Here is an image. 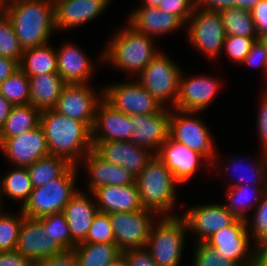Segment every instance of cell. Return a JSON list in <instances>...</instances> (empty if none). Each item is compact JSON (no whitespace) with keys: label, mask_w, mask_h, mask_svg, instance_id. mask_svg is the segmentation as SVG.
Masks as SVG:
<instances>
[{"label":"cell","mask_w":267,"mask_h":266,"mask_svg":"<svg viewBox=\"0 0 267 266\" xmlns=\"http://www.w3.org/2000/svg\"><path fill=\"white\" fill-rule=\"evenodd\" d=\"M40 125L50 155L63 157L71 165H77L81 154L84 157L93 149L91 129L79 120L46 109L41 111Z\"/></svg>","instance_id":"6da1fadb"},{"label":"cell","mask_w":267,"mask_h":266,"mask_svg":"<svg viewBox=\"0 0 267 266\" xmlns=\"http://www.w3.org/2000/svg\"><path fill=\"white\" fill-rule=\"evenodd\" d=\"M6 15L23 50L47 44L56 29L53 0H14Z\"/></svg>","instance_id":"7a4b0ae2"},{"label":"cell","mask_w":267,"mask_h":266,"mask_svg":"<svg viewBox=\"0 0 267 266\" xmlns=\"http://www.w3.org/2000/svg\"><path fill=\"white\" fill-rule=\"evenodd\" d=\"M153 158L136 177L140 201L144 209L166 213L175 201V185L179 182L163 161L153 153Z\"/></svg>","instance_id":"3957f363"},{"label":"cell","mask_w":267,"mask_h":266,"mask_svg":"<svg viewBox=\"0 0 267 266\" xmlns=\"http://www.w3.org/2000/svg\"><path fill=\"white\" fill-rule=\"evenodd\" d=\"M128 26L111 41L103 60L106 58L116 67L140 74L159 51H154L151 37Z\"/></svg>","instance_id":"277c9868"},{"label":"cell","mask_w":267,"mask_h":266,"mask_svg":"<svg viewBox=\"0 0 267 266\" xmlns=\"http://www.w3.org/2000/svg\"><path fill=\"white\" fill-rule=\"evenodd\" d=\"M76 165H71L59 178L33 188L29 199L22 207L28 218H41L63 212L70 199L78 192L74 189Z\"/></svg>","instance_id":"5b68a950"},{"label":"cell","mask_w":267,"mask_h":266,"mask_svg":"<svg viewBox=\"0 0 267 266\" xmlns=\"http://www.w3.org/2000/svg\"><path fill=\"white\" fill-rule=\"evenodd\" d=\"M181 218L166 216L156 229L151 227L146 247L150 246L156 266H178L180 263L184 232L188 229L184 217Z\"/></svg>","instance_id":"8992f818"},{"label":"cell","mask_w":267,"mask_h":266,"mask_svg":"<svg viewBox=\"0 0 267 266\" xmlns=\"http://www.w3.org/2000/svg\"><path fill=\"white\" fill-rule=\"evenodd\" d=\"M172 60L158 53L140 73V84L151 93L162 106L171 100L175 107L181 77V70Z\"/></svg>","instance_id":"52a82bcc"},{"label":"cell","mask_w":267,"mask_h":266,"mask_svg":"<svg viewBox=\"0 0 267 266\" xmlns=\"http://www.w3.org/2000/svg\"><path fill=\"white\" fill-rule=\"evenodd\" d=\"M149 209L133 212H116L109 214V220L115 236V244L123 253L129 249L146 248L153 222Z\"/></svg>","instance_id":"ba28073f"},{"label":"cell","mask_w":267,"mask_h":266,"mask_svg":"<svg viewBox=\"0 0 267 266\" xmlns=\"http://www.w3.org/2000/svg\"><path fill=\"white\" fill-rule=\"evenodd\" d=\"M104 89V99L119 112L127 115L152 114L165 108L140 83L115 84Z\"/></svg>","instance_id":"9c48e42d"},{"label":"cell","mask_w":267,"mask_h":266,"mask_svg":"<svg viewBox=\"0 0 267 266\" xmlns=\"http://www.w3.org/2000/svg\"><path fill=\"white\" fill-rule=\"evenodd\" d=\"M190 19H192L188 30L190 41L207 56H216L224 46L226 37L219 12L199 9L196 6Z\"/></svg>","instance_id":"30bf717a"},{"label":"cell","mask_w":267,"mask_h":266,"mask_svg":"<svg viewBox=\"0 0 267 266\" xmlns=\"http://www.w3.org/2000/svg\"><path fill=\"white\" fill-rule=\"evenodd\" d=\"M177 111V114L181 113L182 115L181 117L180 115H171L169 137L203 155L209 160L206 163L212 164L210 160H213L215 150L208 128L200 119L186 117L195 112Z\"/></svg>","instance_id":"8fae6325"},{"label":"cell","mask_w":267,"mask_h":266,"mask_svg":"<svg viewBox=\"0 0 267 266\" xmlns=\"http://www.w3.org/2000/svg\"><path fill=\"white\" fill-rule=\"evenodd\" d=\"M96 98V99H95ZM100 100L86 84H66L53 108L58 113L93 126Z\"/></svg>","instance_id":"7c38bea8"},{"label":"cell","mask_w":267,"mask_h":266,"mask_svg":"<svg viewBox=\"0 0 267 266\" xmlns=\"http://www.w3.org/2000/svg\"><path fill=\"white\" fill-rule=\"evenodd\" d=\"M15 250L33 264L64 251L37 218L28 217H25L22 223Z\"/></svg>","instance_id":"4fadbf2b"},{"label":"cell","mask_w":267,"mask_h":266,"mask_svg":"<svg viewBox=\"0 0 267 266\" xmlns=\"http://www.w3.org/2000/svg\"><path fill=\"white\" fill-rule=\"evenodd\" d=\"M247 227V221L236 219L230 226L215 232L205 242L238 266H247L254 257V253L246 254L249 251L250 239Z\"/></svg>","instance_id":"5bb4252c"},{"label":"cell","mask_w":267,"mask_h":266,"mask_svg":"<svg viewBox=\"0 0 267 266\" xmlns=\"http://www.w3.org/2000/svg\"><path fill=\"white\" fill-rule=\"evenodd\" d=\"M10 161L28 167L40 158L50 155L41 125L31 131L5 139L0 144Z\"/></svg>","instance_id":"9a60e30c"},{"label":"cell","mask_w":267,"mask_h":266,"mask_svg":"<svg viewBox=\"0 0 267 266\" xmlns=\"http://www.w3.org/2000/svg\"><path fill=\"white\" fill-rule=\"evenodd\" d=\"M93 150L106 162L119 165L137 177L153 158L146 148L130 141L92 142ZM149 154V155H148Z\"/></svg>","instance_id":"2e32d148"},{"label":"cell","mask_w":267,"mask_h":266,"mask_svg":"<svg viewBox=\"0 0 267 266\" xmlns=\"http://www.w3.org/2000/svg\"><path fill=\"white\" fill-rule=\"evenodd\" d=\"M99 105V111L95 112L91 128L92 142L130 141V135L134 129L130 115L119 112L104 98ZM98 131H101L102 134Z\"/></svg>","instance_id":"e0dca14e"},{"label":"cell","mask_w":267,"mask_h":266,"mask_svg":"<svg viewBox=\"0 0 267 266\" xmlns=\"http://www.w3.org/2000/svg\"><path fill=\"white\" fill-rule=\"evenodd\" d=\"M170 118L171 114L165 111L164 108L157 113L130 115V119L134 124L130 142L146 148L147 151L150 147H154L159 151L161 145L169 137Z\"/></svg>","instance_id":"ac0fdd59"},{"label":"cell","mask_w":267,"mask_h":266,"mask_svg":"<svg viewBox=\"0 0 267 266\" xmlns=\"http://www.w3.org/2000/svg\"><path fill=\"white\" fill-rule=\"evenodd\" d=\"M187 228L200 236V242H205L215 232L230 226L237 218L225 205H209L195 207L184 215Z\"/></svg>","instance_id":"d6986e66"},{"label":"cell","mask_w":267,"mask_h":266,"mask_svg":"<svg viewBox=\"0 0 267 266\" xmlns=\"http://www.w3.org/2000/svg\"><path fill=\"white\" fill-rule=\"evenodd\" d=\"M154 153L163 161L179 183L191 178L199 167L200 158L205 159L203 155L170 137L161 145L159 151Z\"/></svg>","instance_id":"ffe728a7"},{"label":"cell","mask_w":267,"mask_h":266,"mask_svg":"<svg viewBox=\"0 0 267 266\" xmlns=\"http://www.w3.org/2000/svg\"><path fill=\"white\" fill-rule=\"evenodd\" d=\"M180 77L179 93L175 110L199 112L204 110L218 91V83L207 77H196L185 80Z\"/></svg>","instance_id":"44dd1931"},{"label":"cell","mask_w":267,"mask_h":266,"mask_svg":"<svg viewBox=\"0 0 267 266\" xmlns=\"http://www.w3.org/2000/svg\"><path fill=\"white\" fill-rule=\"evenodd\" d=\"M110 0H53L55 28H73L97 17Z\"/></svg>","instance_id":"7402d4cb"},{"label":"cell","mask_w":267,"mask_h":266,"mask_svg":"<svg viewBox=\"0 0 267 266\" xmlns=\"http://www.w3.org/2000/svg\"><path fill=\"white\" fill-rule=\"evenodd\" d=\"M101 213L133 212L143 209L136 183L124 186L104 185L93 192Z\"/></svg>","instance_id":"603a6c76"},{"label":"cell","mask_w":267,"mask_h":266,"mask_svg":"<svg viewBox=\"0 0 267 266\" xmlns=\"http://www.w3.org/2000/svg\"><path fill=\"white\" fill-rule=\"evenodd\" d=\"M87 170L91 176L90 189L92 192L104 185L124 186L135 184L134 177L125 168L106 162L93 149L85 156Z\"/></svg>","instance_id":"cb8c5ba5"},{"label":"cell","mask_w":267,"mask_h":266,"mask_svg":"<svg viewBox=\"0 0 267 266\" xmlns=\"http://www.w3.org/2000/svg\"><path fill=\"white\" fill-rule=\"evenodd\" d=\"M98 212L96 205L80 192H77L65 206L63 213L69 226L71 238L76 244L85 241L93 219Z\"/></svg>","instance_id":"d4e9b609"},{"label":"cell","mask_w":267,"mask_h":266,"mask_svg":"<svg viewBox=\"0 0 267 266\" xmlns=\"http://www.w3.org/2000/svg\"><path fill=\"white\" fill-rule=\"evenodd\" d=\"M129 23L135 30L145 33L149 37L158 35V33L171 32L184 24L174 14L150 6H144L134 11Z\"/></svg>","instance_id":"484cf974"},{"label":"cell","mask_w":267,"mask_h":266,"mask_svg":"<svg viewBox=\"0 0 267 266\" xmlns=\"http://www.w3.org/2000/svg\"><path fill=\"white\" fill-rule=\"evenodd\" d=\"M57 73L66 84H85L91 75L92 66L84 54L71 44L56 52ZM86 81V82H85Z\"/></svg>","instance_id":"4316f807"},{"label":"cell","mask_w":267,"mask_h":266,"mask_svg":"<svg viewBox=\"0 0 267 266\" xmlns=\"http://www.w3.org/2000/svg\"><path fill=\"white\" fill-rule=\"evenodd\" d=\"M66 83L58 73L29 77V104L40 109H53Z\"/></svg>","instance_id":"83f0119b"},{"label":"cell","mask_w":267,"mask_h":266,"mask_svg":"<svg viewBox=\"0 0 267 266\" xmlns=\"http://www.w3.org/2000/svg\"><path fill=\"white\" fill-rule=\"evenodd\" d=\"M41 110L33 105H13L0 129V144L7 138L23 134L40 125Z\"/></svg>","instance_id":"f1b7e54d"},{"label":"cell","mask_w":267,"mask_h":266,"mask_svg":"<svg viewBox=\"0 0 267 266\" xmlns=\"http://www.w3.org/2000/svg\"><path fill=\"white\" fill-rule=\"evenodd\" d=\"M19 68L28 77L57 73L56 51L47 44L25 49L19 62Z\"/></svg>","instance_id":"f546056e"},{"label":"cell","mask_w":267,"mask_h":266,"mask_svg":"<svg viewBox=\"0 0 267 266\" xmlns=\"http://www.w3.org/2000/svg\"><path fill=\"white\" fill-rule=\"evenodd\" d=\"M78 266H109L122 254L116 244L79 243L74 247Z\"/></svg>","instance_id":"4dcf8cb0"},{"label":"cell","mask_w":267,"mask_h":266,"mask_svg":"<svg viewBox=\"0 0 267 266\" xmlns=\"http://www.w3.org/2000/svg\"><path fill=\"white\" fill-rule=\"evenodd\" d=\"M71 164L63 157L48 155L27 167L33 188L59 178Z\"/></svg>","instance_id":"1f68e13d"},{"label":"cell","mask_w":267,"mask_h":266,"mask_svg":"<svg viewBox=\"0 0 267 266\" xmlns=\"http://www.w3.org/2000/svg\"><path fill=\"white\" fill-rule=\"evenodd\" d=\"M226 36L259 38L250 11L238 7L219 11Z\"/></svg>","instance_id":"d6a6232c"},{"label":"cell","mask_w":267,"mask_h":266,"mask_svg":"<svg viewBox=\"0 0 267 266\" xmlns=\"http://www.w3.org/2000/svg\"><path fill=\"white\" fill-rule=\"evenodd\" d=\"M0 93L12 105L29 104V77L19 68L0 83Z\"/></svg>","instance_id":"836d02e7"},{"label":"cell","mask_w":267,"mask_h":266,"mask_svg":"<svg viewBox=\"0 0 267 266\" xmlns=\"http://www.w3.org/2000/svg\"><path fill=\"white\" fill-rule=\"evenodd\" d=\"M0 185V192L3 189L2 192L4 191L14 199H24L23 205L27 202L33 190L27 167L19 166L17 169L15 168L14 171L3 177Z\"/></svg>","instance_id":"e575fe53"},{"label":"cell","mask_w":267,"mask_h":266,"mask_svg":"<svg viewBox=\"0 0 267 266\" xmlns=\"http://www.w3.org/2000/svg\"><path fill=\"white\" fill-rule=\"evenodd\" d=\"M64 250H71L77 245L71 238L68 223L63 212L46 215L38 219Z\"/></svg>","instance_id":"d590c367"},{"label":"cell","mask_w":267,"mask_h":266,"mask_svg":"<svg viewBox=\"0 0 267 266\" xmlns=\"http://www.w3.org/2000/svg\"><path fill=\"white\" fill-rule=\"evenodd\" d=\"M23 51L11 20L6 14L0 15V56L20 62Z\"/></svg>","instance_id":"8d00e7d4"},{"label":"cell","mask_w":267,"mask_h":266,"mask_svg":"<svg viewBox=\"0 0 267 266\" xmlns=\"http://www.w3.org/2000/svg\"><path fill=\"white\" fill-rule=\"evenodd\" d=\"M25 215L20 217L0 213V252L14 251Z\"/></svg>","instance_id":"74e56055"},{"label":"cell","mask_w":267,"mask_h":266,"mask_svg":"<svg viewBox=\"0 0 267 266\" xmlns=\"http://www.w3.org/2000/svg\"><path fill=\"white\" fill-rule=\"evenodd\" d=\"M82 243L115 244V236L110 224L109 214L98 212L95 215L85 241Z\"/></svg>","instance_id":"f35d334b"},{"label":"cell","mask_w":267,"mask_h":266,"mask_svg":"<svg viewBox=\"0 0 267 266\" xmlns=\"http://www.w3.org/2000/svg\"><path fill=\"white\" fill-rule=\"evenodd\" d=\"M253 185L252 189L255 190L254 193L255 195H257V191H261L263 190L261 195L262 199H259V204L257 207V212H255L256 214L254 215V219H252L253 223H252V228H253V232L252 235H254L255 240L257 241L256 245L259 246L261 244H264L265 242H267V193H266V188H259L260 185L258 186L256 182H252L251 183ZM259 189H258V188ZM258 189V190H256ZM265 190V191H264Z\"/></svg>","instance_id":"ab89813d"},{"label":"cell","mask_w":267,"mask_h":266,"mask_svg":"<svg viewBox=\"0 0 267 266\" xmlns=\"http://www.w3.org/2000/svg\"><path fill=\"white\" fill-rule=\"evenodd\" d=\"M237 184H234L232 189L227 193V197L230 199V204H226L225 206L237 219L249 221V218L247 219V216H245V208L249 209L251 207V204L249 203L250 198L248 197V193L251 191L248 189L251 186L249 185L246 187L243 182Z\"/></svg>","instance_id":"60d3db41"},{"label":"cell","mask_w":267,"mask_h":266,"mask_svg":"<svg viewBox=\"0 0 267 266\" xmlns=\"http://www.w3.org/2000/svg\"><path fill=\"white\" fill-rule=\"evenodd\" d=\"M196 247L194 266H238L226 256H222L206 242L199 241Z\"/></svg>","instance_id":"b9f144b4"},{"label":"cell","mask_w":267,"mask_h":266,"mask_svg":"<svg viewBox=\"0 0 267 266\" xmlns=\"http://www.w3.org/2000/svg\"><path fill=\"white\" fill-rule=\"evenodd\" d=\"M257 40L258 38L245 36H226L223 45L226 47L229 58L235 62L242 63Z\"/></svg>","instance_id":"7bdbcfd3"},{"label":"cell","mask_w":267,"mask_h":266,"mask_svg":"<svg viewBox=\"0 0 267 266\" xmlns=\"http://www.w3.org/2000/svg\"><path fill=\"white\" fill-rule=\"evenodd\" d=\"M196 0H163L157 7L177 16L183 23L189 20L196 7Z\"/></svg>","instance_id":"ee69618b"},{"label":"cell","mask_w":267,"mask_h":266,"mask_svg":"<svg viewBox=\"0 0 267 266\" xmlns=\"http://www.w3.org/2000/svg\"><path fill=\"white\" fill-rule=\"evenodd\" d=\"M33 266H78V258L74 249L64 250L34 263Z\"/></svg>","instance_id":"f6af8a7d"},{"label":"cell","mask_w":267,"mask_h":266,"mask_svg":"<svg viewBox=\"0 0 267 266\" xmlns=\"http://www.w3.org/2000/svg\"><path fill=\"white\" fill-rule=\"evenodd\" d=\"M143 250L144 247L129 249L123 252L129 266H156L150 251L148 249Z\"/></svg>","instance_id":"bcb514c9"},{"label":"cell","mask_w":267,"mask_h":266,"mask_svg":"<svg viewBox=\"0 0 267 266\" xmlns=\"http://www.w3.org/2000/svg\"><path fill=\"white\" fill-rule=\"evenodd\" d=\"M258 37L267 33V0H261L251 11Z\"/></svg>","instance_id":"7dc6e473"},{"label":"cell","mask_w":267,"mask_h":266,"mask_svg":"<svg viewBox=\"0 0 267 266\" xmlns=\"http://www.w3.org/2000/svg\"><path fill=\"white\" fill-rule=\"evenodd\" d=\"M242 63L251 64L253 66H260L263 67L267 71V50L266 47L257 40L251 47L248 55L244 59Z\"/></svg>","instance_id":"c3c4849f"},{"label":"cell","mask_w":267,"mask_h":266,"mask_svg":"<svg viewBox=\"0 0 267 266\" xmlns=\"http://www.w3.org/2000/svg\"><path fill=\"white\" fill-rule=\"evenodd\" d=\"M0 266H33V263L20 252H0Z\"/></svg>","instance_id":"681fc988"},{"label":"cell","mask_w":267,"mask_h":266,"mask_svg":"<svg viewBox=\"0 0 267 266\" xmlns=\"http://www.w3.org/2000/svg\"><path fill=\"white\" fill-rule=\"evenodd\" d=\"M204 10L222 11L227 8L236 7V0H196V6Z\"/></svg>","instance_id":"f907efd6"},{"label":"cell","mask_w":267,"mask_h":266,"mask_svg":"<svg viewBox=\"0 0 267 266\" xmlns=\"http://www.w3.org/2000/svg\"><path fill=\"white\" fill-rule=\"evenodd\" d=\"M262 101L263 103L261 104V109L258 116V128L264 145V150L267 153V93H265Z\"/></svg>","instance_id":"816d5d0a"},{"label":"cell","mask_w":267,"mask_h":266,"mask_svg":"<svg viewBox=\"0 0 267 266\" xmlns=\"http://www.w3.org/2000/svg\"><path fill=\"white\" fill-rule=\"evenodd\" d=\"M19 69V62L0 56V83Z\"/></svg>","instance_id":"f5cc1de1"},{"label":"cell","mask_w":267,"mask_h":266,"mask_svg":"<svg viewBox=\"0 0 267 266\" xmlns=\"http://www.w3.org/2000/svg\"><path fill=\"white\" fill-rule=\"evenodd\" d=\"M13 105L0 93V129L5 124Z\"/></svg>","instance_id":"db71d44e"},{"label":"cell","mask_w":267,"mask_h":266,"mask_svg":"<svg viewBox=\"0 0 267 266\" xmlns=\"http://www.w3.org/2000/svg\"><path fill=\"white\" fill-rule=\"evenodd\" d=\"M261 0H236V7L251 11Z\"/></svg>","instance_id":"11a10c76"},{"label":"cell","mask_w":267,"mask_h":266,"mask_svg":"<svg viewBox=\"0 0 267 266\" xmlns=\"http://www.w3.org/2000/svg\"><path fill=\"white\" fill-rule=\"evenodd\" d=\"M254 256L257 259H267V242L256 247V251H254Z\"/></svg>","instance_id":"9f6ffc18"},{"label":"cell","mask_w":267,"mask_h":266,"mask_svg":"<svg viewBox=\"0 0 267 266\" xmlns=\"http://www.w3.org/2000/svg\"><path fill=\"white\" fill-rule=\"evenodd\" d=\"M266 156V157H265ZM263 159V161H260L261 162V164L260 165H257V169H258V171L256 172V174H255V176H257V177H259V178H263V177H265L264 176V174H266V173H263V171L265 170V165L267 164V153L264 151V157L262 158ZM263 162V163H262ZM266 163V164H265ZM254 176V177H255ZM263 176V177H262ZM243 179V178H242ZM241 179V180H242ZM251 182H252V179H251Z\"/></svg>","instance_id":"6f0895ef"},{"label":"cell","mask_w":267,"mask_h":266,"mask_svg":"<svg viewBox=\"0 0 267 266\" xmlns=\"http://www.w3.org/2000/svg\"><path fill=\"white\" fill-rule=\"evenodd\" d=\"M109 266H129V263L124 254L122 253L114 261H112Z\"/></svg>","instance_id":"680465c9"},{"label":"cell","mask_w":267,"mask_h":266,"mask_svg":"<svg viewBox=\"0 0 267 266\" xmlns=\"http://www.w3.org/2000/svg\"><path fill=\"white\" fill-rule=\"evenodd\" d=\"M11 3H12L11 0H8V2H7V0H0V15L6 14V11H7L8 7L10 6L9 4H11Z\"/></svg>","instance_id":"91938a15"},{"label":"cell","mask_w":267,"mask_h":266,"mask_svg":"<svg viewBox=\"0 0 267 266\" xmlns=\"http://www.w3.org/2000/svg\"><path fill=\"white\" fill-rule=\"evenodd\" d=\"M145 5L143 6H150V7H157L163 0H144Z\"/></svg>","instance_id":"94428289"},{"label":"cell","mask_w":267,"mask_h":266,"mask_svg":"<svg viewBox=\"0 0 267 266\" xmlns=\"http://www.w3.org/2000/svg\"><path fill=\"white\" fill-rule=\"evenodd\" d=\"M247 266H264L255 256Z\"/></svg>","instance_id":"6125c7cd"},{"label":"cell","mask_w":267,"mask_h":266,"mask_svg":"<svg viewBox=\"0 0 267 266\" xmlns=\"http://www.w3.org/2000/svg\"><path fill=\"white\" fill-rule=\"evenodd\" d=\"M258 40L266 47L267 50V33L259 36Z\"/></svg>","instance_id":"be15d7a7"},{"label":"cell","mask_w":267,"mask_h":266,"mask_svg":"<svg viewBox=\"0 0 267 266\" xmlns=\"http://www.w3.org/2000/svg\"><path fill=\"white\" fill-rule=\"evenodd\" d=\"M264 266H267V259H258Z\"/></svg>","instance_id":"e7e4bbea"},{"label":"cell","mask_w":267,"mask_h":266,"mask_svg":"<svg viewBox=\"0 0 267 266\" xmlns=\"http://www.w3.org/2000/svg\"><path fill=\"white\" fill-rule=\"evenodd\" d=\"M265 181H263L264 183H262V184H264V186L263 187H265L266 188V193H267V181H266V179H264Z\"/></svg>","instance_id":"03108f58"}]
</instances>
